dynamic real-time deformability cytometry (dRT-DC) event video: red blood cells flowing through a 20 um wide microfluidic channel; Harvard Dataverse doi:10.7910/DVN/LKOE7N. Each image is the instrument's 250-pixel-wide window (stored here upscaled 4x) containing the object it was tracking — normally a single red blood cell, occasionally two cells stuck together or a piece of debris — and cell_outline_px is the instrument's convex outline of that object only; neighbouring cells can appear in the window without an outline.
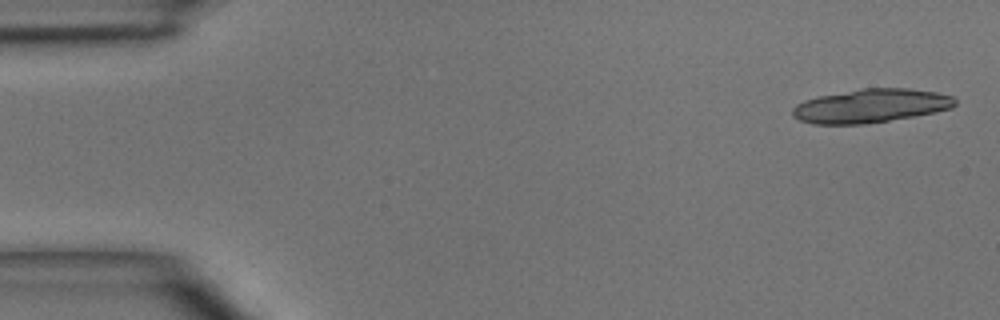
{"species": "common noctule bat (a hibernating species)", "species_latin": "Nyctalus noctula", "temperature_condition": "room temperature", "stored_images_in_passage": 5, "camera_frame_rate_fps": 3000, "um_per_image_px": 0.085, "animal": {"sex": "male", "body_mass_g": 15.6}, "frame": {"image": 1, "passage_image": 1, "time_ms": 0.0, "image_size_px": [1000, 320], "cell_outline_px": [[956, 104], [952, 108], [936, 112], [864, 124], [812, 124], [800, 120], [792, 116], [792, 108], [796, 104], [804, 100], [820, 96], [860, 88], [908, 88], [936, 92], [952, 96], [956, 100]], "centroid_in_image_um": [74.0, 8.99], "position_along_channel_um": 11.0, "area_um2": 31.85}}